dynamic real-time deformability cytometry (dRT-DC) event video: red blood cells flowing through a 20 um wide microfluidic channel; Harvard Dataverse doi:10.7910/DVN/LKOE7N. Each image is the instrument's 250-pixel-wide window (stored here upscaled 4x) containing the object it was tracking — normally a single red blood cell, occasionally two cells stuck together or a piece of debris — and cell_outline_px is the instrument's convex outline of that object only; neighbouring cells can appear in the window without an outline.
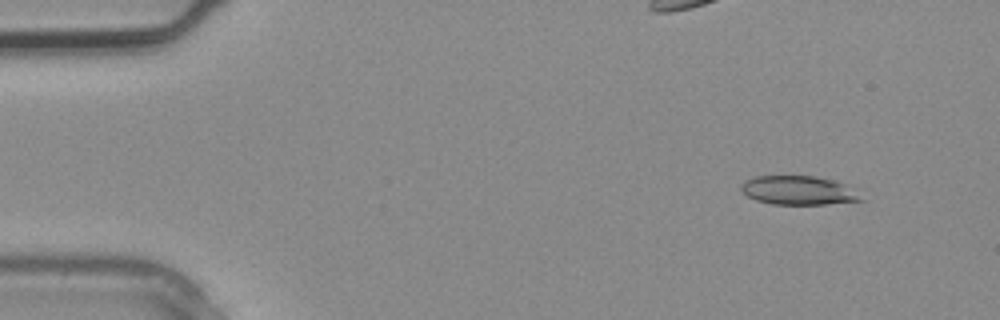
{"species": "common noctule bat (a hibernating species)", "species_latin": "Nyctalus noctula", "temperature_condition": "warm", "stored_images_in_passage": 3, "camera_frame_rate_fps": 3000, "um_per_image_px": 0.085, "animal": {"sex": "male", "body_mass_g": 20.4}, "frame": {"image": 1, "passage_image": 1, "time_ms": 0.0, "image_size_px": [1000, 320], "cell_outline_px": [[864, 200], [824, 204], [772, 204], [756, 200], [748, 196], [740, 188], [740, 184], [744, 180], [756, 176], [812, 176], [832, 180], [844, 184]], "centroid_in_image_um": [67.78, 16.18], "position_along_channel_um": 17.2, "area_um2": 19.77}}